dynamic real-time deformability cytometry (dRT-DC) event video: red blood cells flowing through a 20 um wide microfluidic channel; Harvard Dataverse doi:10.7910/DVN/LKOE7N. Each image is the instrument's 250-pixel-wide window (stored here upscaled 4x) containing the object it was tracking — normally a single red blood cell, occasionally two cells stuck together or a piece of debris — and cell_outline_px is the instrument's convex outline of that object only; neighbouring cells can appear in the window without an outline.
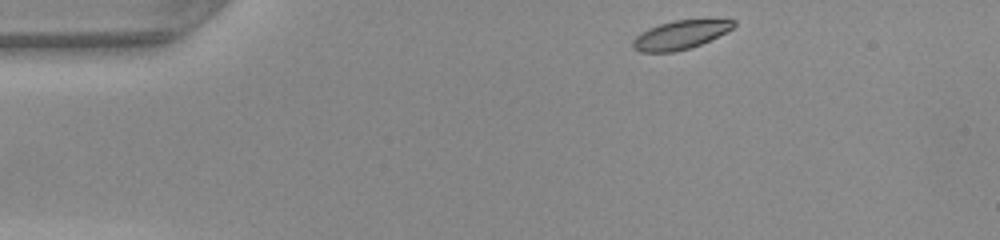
{"species": "common noctule bat (a hibernating species)", "species_latin": "Nyctalus noctula", "temperature_condition": "warm", "stored_images_in_passage": 42, "camera_frame_rate_fps": 3000, "um_per_image_px": 0.085, "animal": {"sex": "female", "body_mass_g": 22.0, "forearm_length_mm": 56.7}, "frame": {"image": 1, "passage_image": 1, "time_ms": 0.0, "image_size_px": [1000, 240], "cell_outline_px": [[736, 24], [732, 28], [700, 44], [688, 48], [672, 52], [640, 52], [632, 48], [632, 40], [640, 32], [648, 28], [660, 24], [676, 20], [736, 20]], "centroid_in_image_um": [57.74, 2.97], "position_along_channel_um": 27.3, "area_um2": 16.47}}
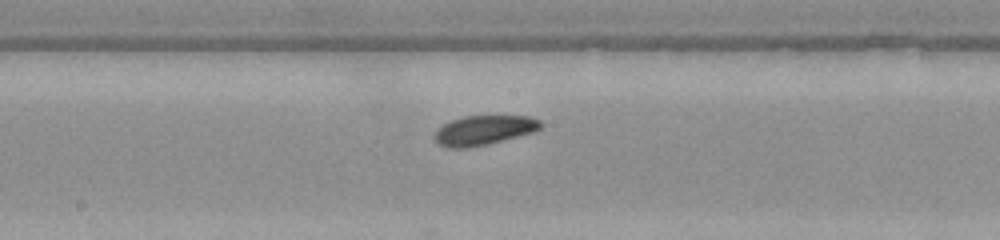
{"frame": {"image": 2, "passage_image": 19, "time_ms": 6.0, "image_size_px": [1000, 240], "cell_outline_px": [[544, 124], [540, 128], [532, 132], [468, 148], [448, 148], [440, 144], [432, 136], [444, 124], [452, 120], [464, 116], [528, 116], [540, 120]], "centroid_in_image_um": [41.12, 11.05], "position_along_channel_um": 207.1, "area_um2": 17.86}}
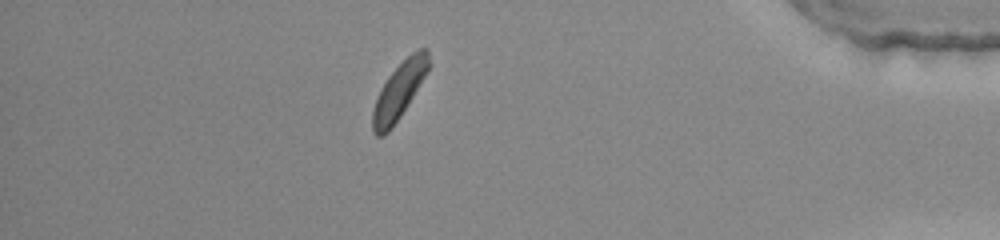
{"frame": {"image": 3, "passage_image": 36, "time_ms": 11.667, "image_size_px": [1000, 240], "cell_outline_px": [[432, 64], [400, 116], [388, 132], [384, 136], [376, 136], [372, 132], [372, 108], [380, 88], [388, 76], [412, 52], [420, 48], [428, 48]], "centroid_in_image_um": [33.92, 7.71], "position_along_channel_um": 401.3, "area_um2": 18.38}, "authors_computed_cell_mechanics": {"area_um2": 17.9758, "velocity_mm_per_s": 4.1432, "shape_relaxation_time_tau1_ms": 3.2688, "shape_relaxation_time_tau2_ms": 7.6239, "deformation_change_tau1": 0.0787, "deformation_change_tau2": 0.1538}}